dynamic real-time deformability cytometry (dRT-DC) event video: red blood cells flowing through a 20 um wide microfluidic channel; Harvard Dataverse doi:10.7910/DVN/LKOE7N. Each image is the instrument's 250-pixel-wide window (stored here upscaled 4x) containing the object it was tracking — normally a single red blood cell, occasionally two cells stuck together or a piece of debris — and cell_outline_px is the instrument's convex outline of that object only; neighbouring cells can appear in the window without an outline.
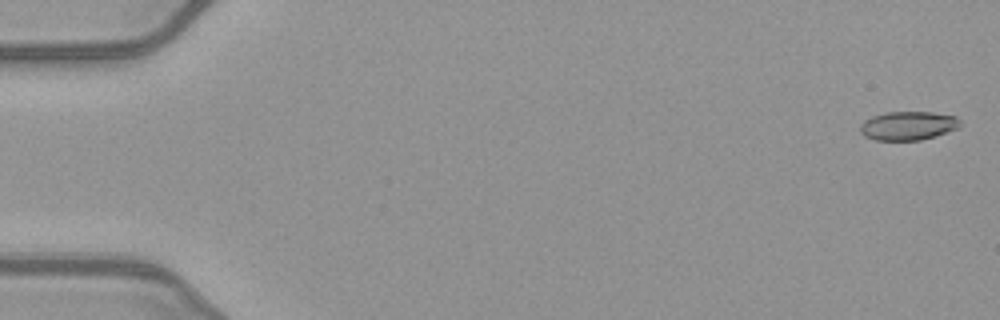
{"species": "common noctule bat (a hibernating species)", "species_latin": "Nyctalus noctula", "temperature_condition": "warm", "stored_images_in_passage": 52, "camera_frame_rate_fps": 3000, "um_per_image_px": 0.085, "animal": {"sex": "female", "body_mass_g": 21.9}, "frame": {"image": 1, "passage_image": 2, "time_ms": 0.333, "image_size_px": [1000, 320], "cell_outline_px": [[960, 128], [936, 136], [920, 140], [876, 140], [864, 136], [860, 132], [860, 124], [864, 120], [872, 116], [884, 112], [932, 112], [956, 116], [960, 120]], "centroid_in_image_um": [77.19, 10.68], "position_along_channel_um": 7.8, "area_um2": 16.94}}
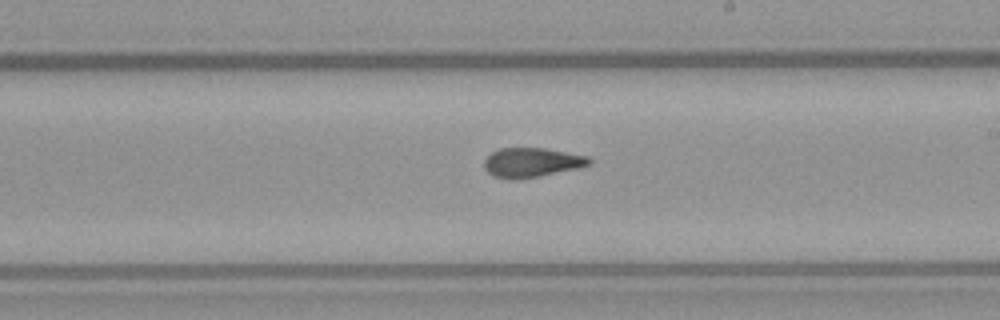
{"frame": {"image": 2, "passage_image": 31, "time_ms": 10.0, "image_size_px": [1000, 320], "cell_outline_px": [[592, 164], [580, 168], [540, 176], [516, 180], [508, 180], [492, 176], [484, 168], [484, 160], [492, 152], [500, 148], [544, 148], [588, 156], [592, 160]], "centroid_in_image_um": [45.2, 13.83], "position_along_channel_um": 243.8, "area_um2": 18.26}}
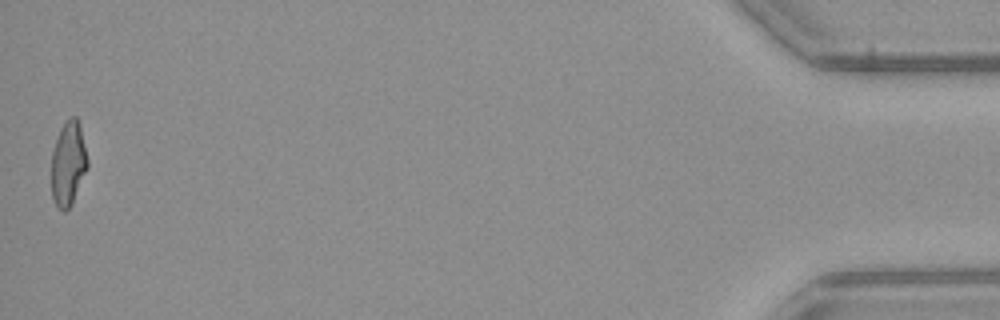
{"frame": {"image": 3, "passage_image": 52, "time_ms": 17.0, "image_size_px": [1000, 320], "cell_outline_px": [[88, 168], [72, 204], [64, 212], [52, 200], [52, 152], [60, 128], [72, 116], [76, 116], [80, 124], [88, 160]], "centroid_in_image_um": [5.81, 13.91], "position_along_channel_um": 429.4, "area_um2": 17.69}, "authors_computed_cell_mechanics": {"area_um2": 18.0336, "velocity_mm_per_s": 4.0524, "shape_relaxation_time_tau1_ms": 5.496, "shape_relaxation_time_tau2_ms": 2.0272, "deformation_change_tau1": 0.1867, "deformation_change_tau2": 0.1018}}